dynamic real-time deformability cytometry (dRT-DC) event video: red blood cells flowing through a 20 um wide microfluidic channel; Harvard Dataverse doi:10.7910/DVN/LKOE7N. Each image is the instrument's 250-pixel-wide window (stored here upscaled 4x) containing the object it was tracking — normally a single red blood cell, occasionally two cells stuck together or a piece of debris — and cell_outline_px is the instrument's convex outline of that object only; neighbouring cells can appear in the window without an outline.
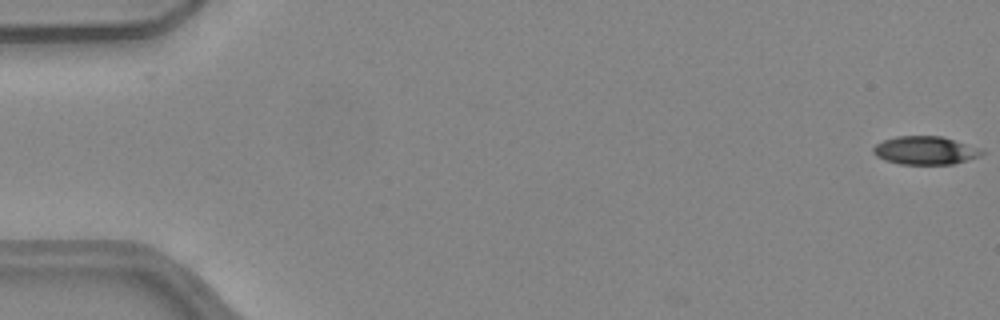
{"species": "common noctule bat (a hibernating species)", "species_latin": "Nyctalus noctula", "temperature_condition": "warm", "stored_images_in_passage": 52, "camera_frame_rate_fps": 3000, "um_per_image_px": 0.085, "animal": {"sex": "female", "body_mass_g": 24.6, "forearm_length_mm": 56.2}, "frame": {"image": 1, "passage_image": 1, "time_ms": 0.0, "image_size_px": [1000, 320], "cell_outline_px": [[984, 152], [980, 156], [952, 164], [900, 164], [884, 160], [876, 156], [872, 152], [872, 148], [876, 144], [884, 140], [896, 136], [940, 136], [980, 148]], "centroid_in_image_um": [78.6, 12.79], "position_along_channel_um": 6.4, "area_um2": 17.74}}
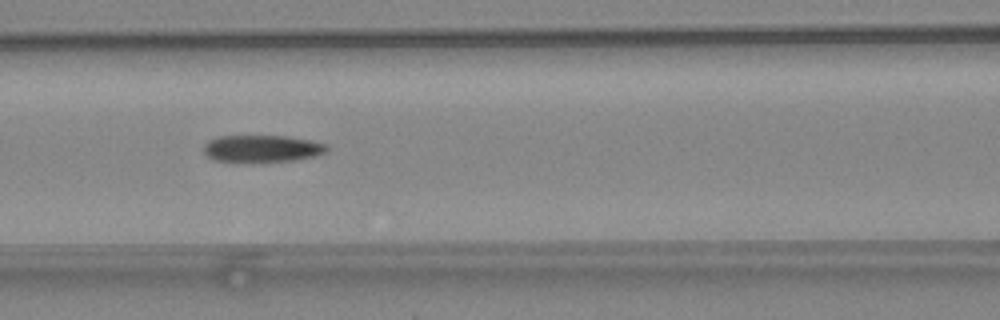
{"frame": {"image": 2, "passage_image": 23, "time_ms": 7.333, "image_size_px": [1000, 320], "cell_outline_px": [[328, 148], [324, 152], [316, 156], [296, 160], [216, 160], [208, 156], [204, 152], [204, 144], [208, 140], [216, 136], [288, 136], [308, 140], [324, 144]], "centroid_in_image_um": [22.26, 12.59], "position_along_channel_um": 144.3, "area_um2": 18.73}}
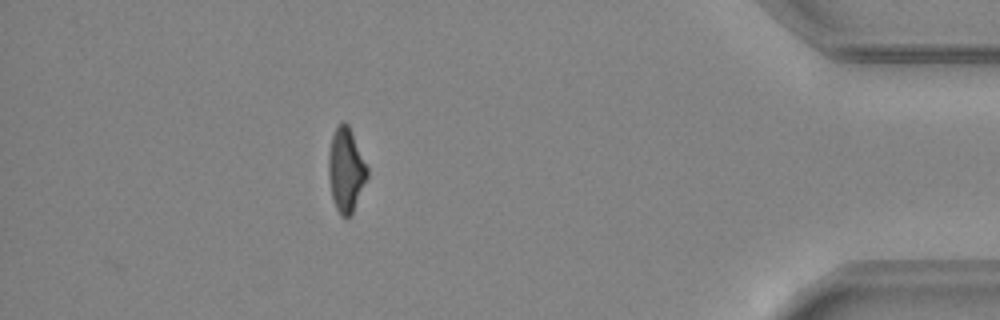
{"frame": {"image": 3, "passage_image": 46, "time_ms": 15.0, "image_size_px": [1000, 320], "cell_outline_px": [[368, 176], [352, 216], [340, 216], [332, 200], [328, 176], [328, 152], [332, 136], [336, 128], [344, 120], [348, 124], [368, 168]], "centroid_in_image_um": [29.4, 14.48], "position_along_channel_um": 405.8, "area_um2": 19.07}, "authors_computed_cell_mechanics": {"area_um2": 19.7965, "velocity_mm_per_s": 4.0695, "shape_relaxation_time_tau1_ms": 7.043, "shape_relaxation_time_tau2_ms": 5.7504, "deformation_change_tau1": 0.2109, "deformation_change_tau2": 0.1772}}